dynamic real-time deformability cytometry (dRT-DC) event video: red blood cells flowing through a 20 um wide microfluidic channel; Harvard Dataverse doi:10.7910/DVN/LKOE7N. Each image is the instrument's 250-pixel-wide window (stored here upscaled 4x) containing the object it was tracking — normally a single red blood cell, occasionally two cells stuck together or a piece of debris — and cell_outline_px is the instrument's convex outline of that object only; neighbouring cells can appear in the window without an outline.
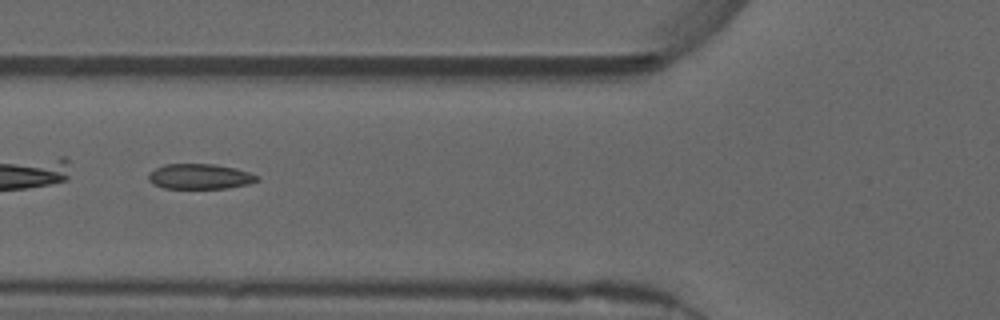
{"species": "common noctule bat (a hibernating species)", "species_latin": "Nyctalus noctula", "temperature_condition": "warm", "stored_images_in_passage": 23, "camera_frame_rate_fps": 3000, "um_per_image_px": 0.085, "animal": {"sex": "male", "forearm_length_mm": 52.5}, "frame": {"image": 1, "passage_image": 14, "time_ms": 4.333, "image_size_px": [1000, 320], "cell_outline_px": [[260, 180], [248, 184], [228, 188], [164, 188], [152, 184], [148, 180], [148, 176], [156, 168], [164, 164], [216, 164], [236, 168], [260, 176]], "centroid_in_image_um": [17.02, 15.0], "position_along_channel_um": 108.8, "area_um2": 16.01}}
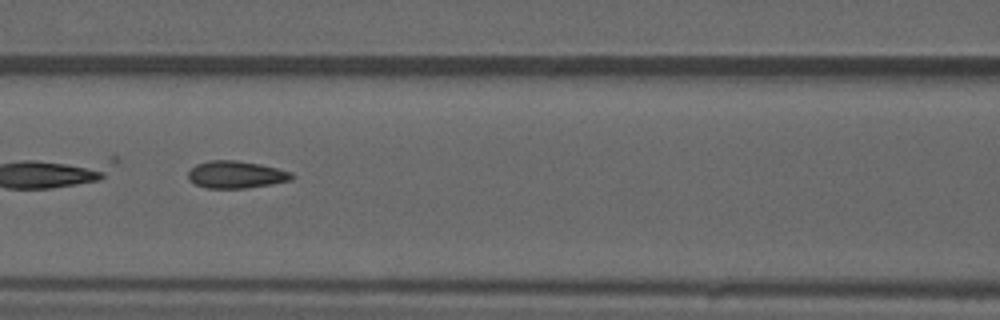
{"frame": {"image": 2, "passage_image": 17, "time_ms": 5.333, "image_size_px": [1000, 320], "cell_outline_px": [[296, 176], [292, 180], [272, 184], [244, 188], [204, 188], [188, 180], [188, 172], [196, 164], [208, 160], [236, 160], [260, 164], [292, 172]], "centroid_in_image_um": [20.07, 14.84], "position_along_channel_um": 146.5, "area_um2": 16.59}}